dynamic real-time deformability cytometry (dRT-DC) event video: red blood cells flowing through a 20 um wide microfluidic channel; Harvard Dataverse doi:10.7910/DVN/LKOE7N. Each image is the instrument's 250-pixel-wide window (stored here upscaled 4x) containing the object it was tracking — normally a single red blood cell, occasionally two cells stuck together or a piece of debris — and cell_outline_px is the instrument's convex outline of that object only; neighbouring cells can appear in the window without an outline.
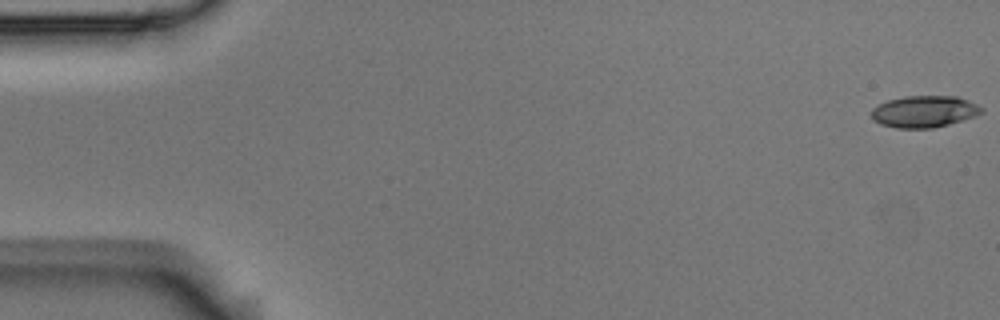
{"species": "Egyptian fruit bat (a non-hibernating species)", "species_latin": "Rousettus aegyptiacus", "temperature_condition": "room temperature", "stored_images_in_passage": 55, "camera_frame_rate_fps": 3000, "um_per_image_px": 0.085, "animal": {"sex": "male"}, "frame": {"image": 1, "passage_image": 1, "time_ms": 0.0, "image_size_px": [1000, 320], "cell_outline_px": [[984, 112], [976, 116], [948, 124], [932, 128], [896, 128], [880, 124], [872, 120], [872, 108], [888, 100], [904, 96], [956, 96], [968, 100], [984, 108]], "centroid_in_image_um": [78.57, 9.48], "position_along_channel_um": 6.4, "area_um2": 20.4}}
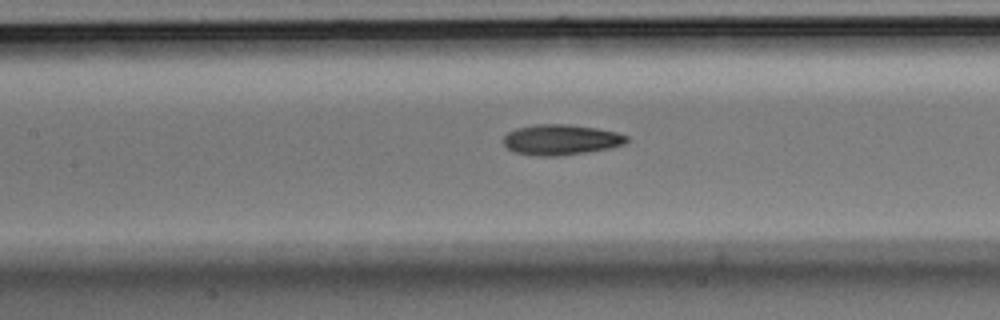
{"frame": {"image": 2, "passage_image": 25, "time_ms": 8.0, "image_size_px": [1000, 320], "cell_outline_px": [[628, 140], [624, 144], [608, 148], [584, 152], [556, 156], [540, 156], [516, 152], [508, 148], [504, 144], [504, 136], [508, 132], [516, 128], [536, 124], [568, 124], [596, 128], [616, 132], [628, 136]], "centroid_in_image_um": [47.67, 11.86], "position_along_channel_um": 159.7, "area_um2": 21.62}}
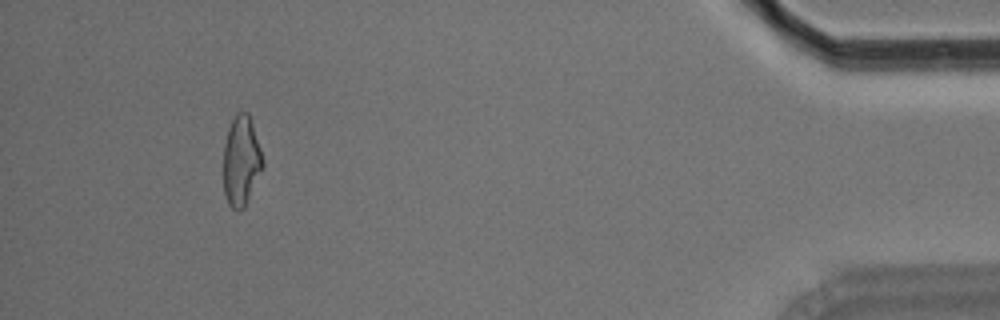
{"frame": {"image": 3, "passage_image": 51, "time_ms": 16.667, "image_size_px": [1000, 320], "cell_outline_px": [[264, 164], [244, 208], [240, 212], [236, 212], [228, 204], [224, 192], [224, 144], [228, 128], [236, 112], [248, 112], [264, 160]], "centroid_in_image_um": [20.49, 13.7], "position_along_channel_um": 414.7, "area_um2": 20.52}, "authors_computed_cell_mechanics": {"area_um2": 20.9814, "velocity_mm_per_s": 3.7014, "shape_relaxation_time_tau1_ms": 6.1961, "shape_relaxation_time_tau2_ms": 2.9888, "deformation_change_tau1": 0.2014, "deformation_change_tau2": 0.1105}}